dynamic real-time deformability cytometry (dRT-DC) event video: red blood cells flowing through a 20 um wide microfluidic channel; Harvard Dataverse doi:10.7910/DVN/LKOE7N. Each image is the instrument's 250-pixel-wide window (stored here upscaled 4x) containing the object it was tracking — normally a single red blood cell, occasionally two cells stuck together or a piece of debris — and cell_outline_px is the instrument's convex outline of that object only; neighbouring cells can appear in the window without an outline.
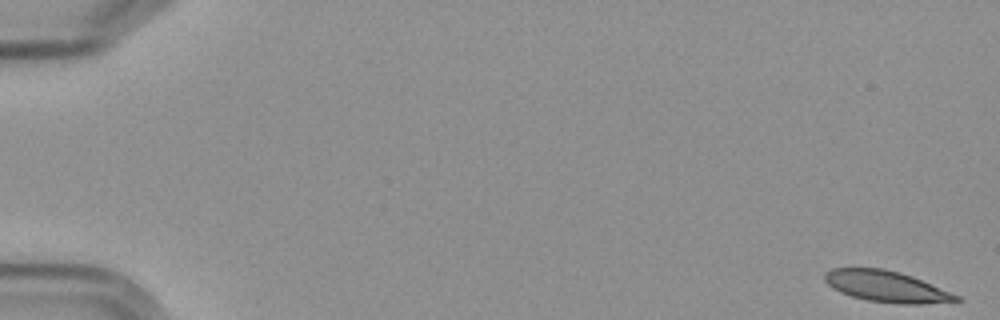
{"species": "Egyptian fruit bat (a non-hibernating species)", "species_latin": "Rousettus aegyptiacus", "temperature_condition": "cold", "stored_images_in_passage": 57, "camera_frame_rate_fps": 3000, "um_per_image_px": 0.085, "frame": {"image": 1, "passage_image": 1, "time_ms": 0.0, "image_size_px": [1000, 320], "cell_outline_px": [[964, 300], [920, 304], [904, 304], [868, 300], [852, 296], [840, 292], [832, 288], [824, 280], [824, 272], [832, 268], [884, 268], [900, 272], [912, 276], [960, 296]], "centroid_in_image_um": [75.32, 24.34], "position_along_channel_um": 9.7, "area_um2": 23.76}}
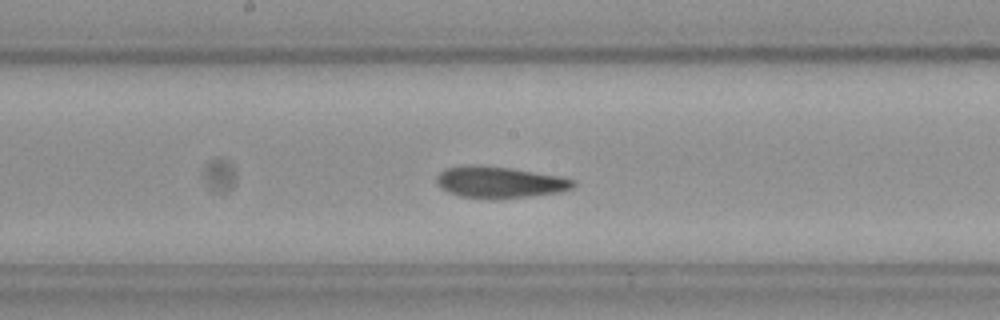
{"frame": {"image": 2, "passage_image": 31, "time_ms": 10.0, "image_size_px": [1000, 320], "cell_outline_px": [[576, 184], [572, 188], [560, 192], [500, 200], [492, 200], [460, 196], [448, 192], [440, 188], [436, 184], [436, 176], [444, 168], [512, 168], [560, 176], [572, 180]], "centroid_in_image_um": [42.49, 15.55], "position_along_channel_um": 205.7, "area_um2": 24.51}}
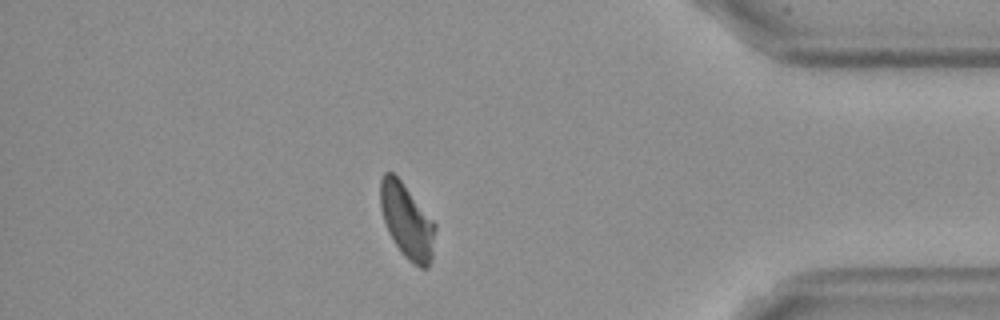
{"frame": {"image": 3, "passage_image": 50, "time_ms": 16.333, "image_size_px": [1000, 320], "cell_outline_px": [[436, 228], [432, 260], [428, 268], [420, 268], [408, 260], [400, 252], [384, 220], [380, 204], [380, 180], [384, 172], [392, 172], [400, 180], [436, 224]], "centroid_in_image_um": [34.61, 18.82], "position_along_channel_um": 400.6, "area_um2": 23.52}, "authors_computed_cell_mechanics": {"area_um2": 24.5072, "velocity_mm_per_s": 3.5704, "shape_relaxation_time_tau1_ms": null, "shape_relaxation_time_tau2_ms": 2.814, "deformation_change_tau1": null, "deformation_change_tau2": 0.0739}}